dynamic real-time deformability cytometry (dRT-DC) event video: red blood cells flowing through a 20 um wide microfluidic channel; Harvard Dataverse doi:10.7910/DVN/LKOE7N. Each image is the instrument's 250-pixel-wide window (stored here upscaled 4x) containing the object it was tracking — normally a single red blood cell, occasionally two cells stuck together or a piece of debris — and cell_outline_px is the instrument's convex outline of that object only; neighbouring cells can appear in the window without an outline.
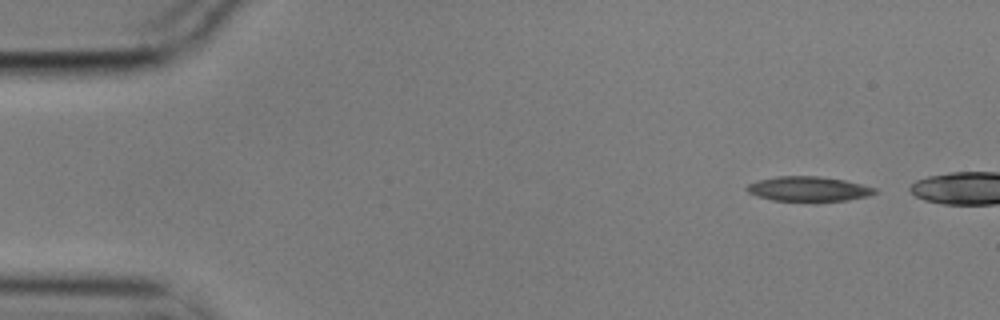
{"species": "common noctule bat (a hibernating species)", "species_latin": "Nyctalus noctula", "temperature_condition": "cold", "stored_images_in_passage": 4, "camera_frame_rate_fps": 3000, "um_per_image_px": 0.085, "animal": {"sex": "male", "body_mass_g": 17.9}, "frame": {"image": 1, "passage_image": 1, "time_ms": 0.0, "image_size_px": [1000, 320], "cell_outline_px": [[876, 192], [868, 196], [848, 200], [816, 204], [772, 200], [756, 196], [748, 192], [744, 188], [748, 184], [756, 180], [776, 176], [820, 176], [844, 180], [876, 188]], "centroid_in_image_um": [68.68, 16.1], "position_along_channel_um": 16.3, "area_um2": 19.36}}